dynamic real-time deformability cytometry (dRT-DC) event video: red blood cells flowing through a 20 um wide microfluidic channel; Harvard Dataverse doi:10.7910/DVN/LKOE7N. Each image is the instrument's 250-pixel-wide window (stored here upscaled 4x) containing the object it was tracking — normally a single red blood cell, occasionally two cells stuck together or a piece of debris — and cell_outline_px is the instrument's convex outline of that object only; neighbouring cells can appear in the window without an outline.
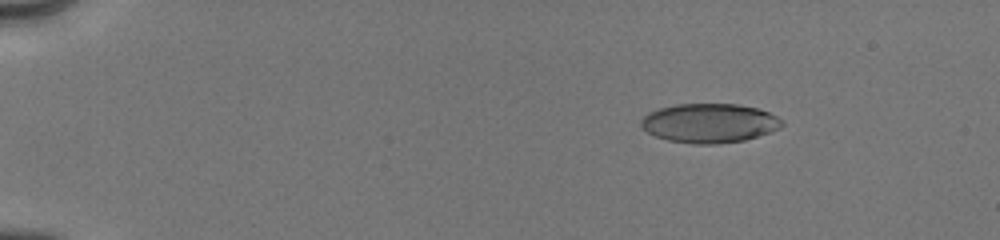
{"species": "human", "species_latin": "Homo sapiens", "temperature_condition": "cold", "stored_images_in_passage": 27, "camera_frame_rate_fps": 3000, "um_per_image_px": 0.085, "donor": {"sex": "male"}, "frame": {"image": 1, "passage_image": 2, "time_ms": 0.667, "image_size_px": [1000, 240], "cell_outline_px": [[784, 124], [780, 128], [772, 132], [744, 140], [716, 144], [692, 144], [668, 140], [656, 136], [648, 132], [640, 124], [640, 120], [648, 112], [660, 108], [676, 104], [736, 104], [756, 108], [768, 112], [784, 120]], "centroid_in_image_um": [60.32, 10.47], "position_along_channel_um": 24.7, "area_um2": 32.25}}
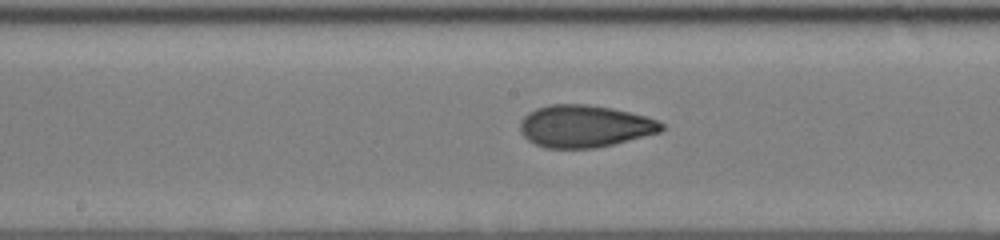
{"frame": {"image": 2, "passage_image": 15, "time_ms": 7.667, "image_size_px": [1000, 240], "cell_outline_px": [[664, 128], [660, 132], [596, 148], [544, 148], [528, 140], [520, 132], [520, 120], [528, 112], [536, 108], [548, 104], [588, 104], [612, 108], [644, 116], [656, 120], [664, 124]], "centroid_in_image_um": [49.65, 10.72], "position_along_channel_um": 198.6, "area_um2": 34.74}}
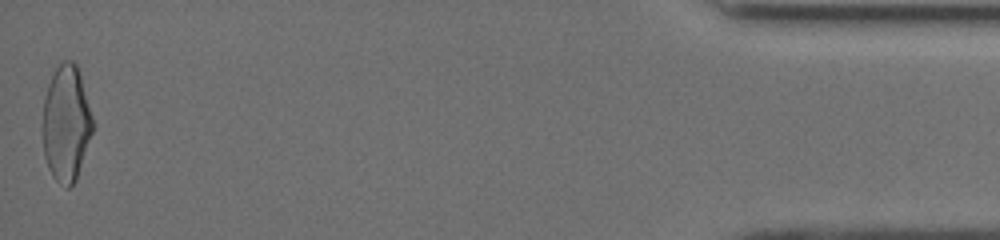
{"frame": {"image": 3, "passage_image": 27, "time_ms": 15.333, "image_size_px": [1000, 240], "cell_outline_px": [[92, 132], [76, 180], [68, 188], [56, 180], [52, 176], [48, 168], [44, 156], [44, 100], [48, 84], [56, 68], [64, 60], [72, 60], [76, 64], [80, 72], [92, 116]], "centroid_in_image_um": [5.63, 10.48], "position_along_channel_um": 429.6, "area_um2": 33.29}, "authors_computed_cell_mechanics": {"area_um2": 33.6396, "velocity_mm_per_s": 4.0375, "shape_relaxation_time_tau1_ms": 4.9561, "shape_relaxation_time_tau2_ms": 1.5446, "deformation_change_tau1": 0.1732, "deformation_change_tau2": 0.0768}}